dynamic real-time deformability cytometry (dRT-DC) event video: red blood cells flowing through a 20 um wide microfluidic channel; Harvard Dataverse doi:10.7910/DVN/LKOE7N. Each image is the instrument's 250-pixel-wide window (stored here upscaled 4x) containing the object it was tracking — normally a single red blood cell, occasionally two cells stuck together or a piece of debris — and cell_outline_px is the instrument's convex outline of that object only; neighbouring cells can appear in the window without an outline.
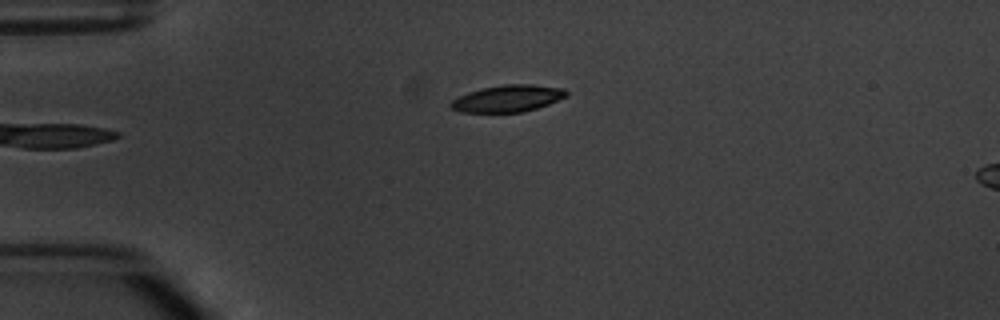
{"species": "common noctule bat (a hibernating species)", "species_latin": "Nyctalus noctula", "temperature_condition": "warm", "stored_images_in_passage": 5, "camera_frame_rate_fps": 3000, "um_per_image_px": 0.085, "animal": {"sex": "male", "body_mass_g": 20.1, "forearm_length_mm": 53.5}, "frame": {"image": 1, "passage_image": 5, "time_ms": 5.0, "image_size_px": [1000, 320], "cell_outline_px": [[568, 96], [548, 104], [536, 108], [520, 112], [460, 112], [452, 108], [448, 104], [452, 100], [468, 92], [484, 88], [504, 84], [532, 84], [564, 88], [568, 92]], "centroid_in_image_um": [43.18, 8.36], "position_along_channel_um": 41.8, "area_um2": 17.98}}